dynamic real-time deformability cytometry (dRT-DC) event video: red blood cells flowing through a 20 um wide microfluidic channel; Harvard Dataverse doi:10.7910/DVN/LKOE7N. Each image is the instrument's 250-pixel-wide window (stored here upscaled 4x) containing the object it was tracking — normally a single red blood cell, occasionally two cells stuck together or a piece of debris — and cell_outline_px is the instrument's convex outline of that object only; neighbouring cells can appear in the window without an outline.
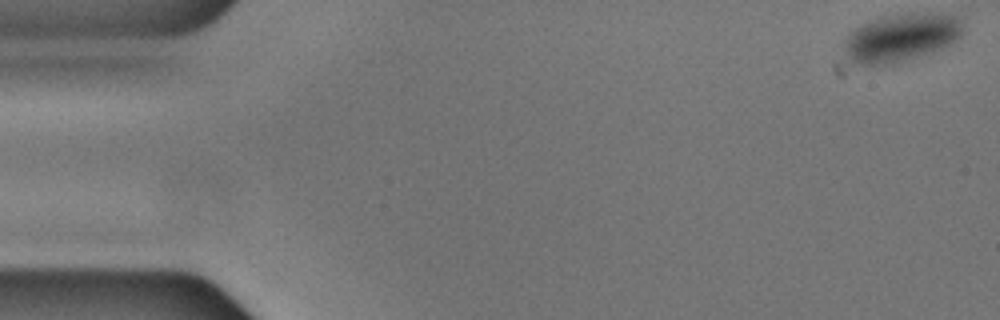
{"species": "common noctule bat (a hibernating species)", "species_latin": "Nyctalus noctula", "temperature_condition": "cold", "stored_images_in_passage": 51, "camera_frame_rate_fps": 3000, "um_per_image_px": 0.085, "animal": {"sex": "male", "body_mass_g": 17.9, "forearm_length_mm": 54.2}, "frame": {"image": 1, "passage_image": 1, "time_ms": 0.0, "image_size_px": [1000, 320], "cell_outline_px": [[960, 36], [956, 40], [932, 52], [892, 64], [856, 64], [848, 56], [844, 44], [844, 40], [860, 24], [872, 20], [888, 16], [908, 12], [940, 12], [956, 16], [960, 20]], "centroid_in_image_um": [76.61, 3.16], "position_along_channel_um": 8.4, "area_um2": 32.77}}
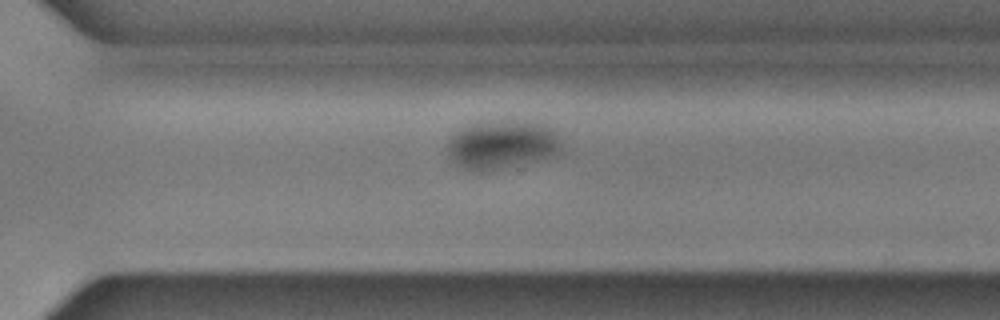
{"frame": {"image": 2, "passage_image": 39, "time_ms": 12.667, "image_size_px": [1000, 320], "cell_outline_px": [[560, 152], [552, 156], [480, 172], [464, 168], [456, 164], [448, 156], [448, 144], [452, 136], [460, 128], [472, 124], [500, 120], [528, 120], [556, 128], [560, 144]], "centroid_in_image_um": [42.68, 12.25], "position_along_channel_um": 327.9, "area_um2": 32.14}}
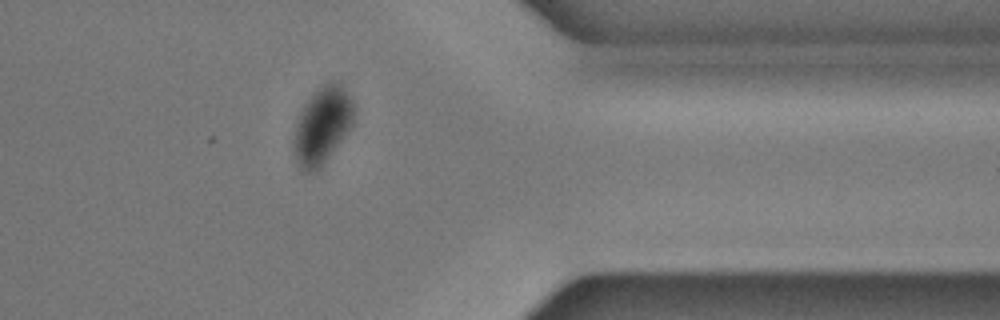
{"frame": {"image": 3, "passage_image": 45, "time_ms": 14.667, "image_size_px": [1000, 320], "cell_outline_px": [[352, 124], [324, 164], [320, 168], [312, 172], [304, 172], [300, 168], [296, 160], [292, 148], [292, 136], [300, 112], [304, 104], [320, 84], [328, 80], [340, 80], [352, 100]], "centroid_in_image_um": [27.35, 10.63], "position_along_channel_um": 384.1, "area_um2": 27.17}}